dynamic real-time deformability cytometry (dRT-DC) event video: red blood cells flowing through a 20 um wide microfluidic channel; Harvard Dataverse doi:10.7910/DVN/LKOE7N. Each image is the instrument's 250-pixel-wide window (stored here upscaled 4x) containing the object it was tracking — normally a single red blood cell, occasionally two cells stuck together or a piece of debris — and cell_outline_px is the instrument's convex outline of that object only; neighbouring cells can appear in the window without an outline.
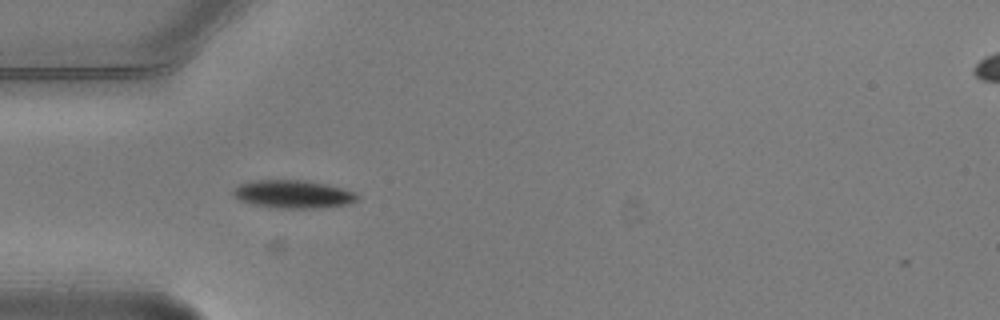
{"species": "common noctule bat (a hibernating species)", "species_latin": "Nyctalus noctula", "temperature_condition": "warm", "stored_images_in_passage": 6, "camera_frame_rate_fps": 3000, "um_per_image_px": 0.085, "animal": {"sex": "male", "body_mass_g": 20.5, "forearm_length_mm": 52.5}, "frame": {"image": 1, "passage_image": 2, "time_ms": 0.333, "image_size_px": [1000, 320], "cell_outline_px": [[360, 200], [348, 204], [312, 208], [280, 208], [256, 204], [240, 200], [232, 196], [232, 188], [240, 184], [252, 180], [308, 180], [328, 184], [356, 192], [360, 196]], "centroid_in_image_um": [24.94, 16.48], "position_along_channel_um": 60.1, "area_um2": 20.4}}
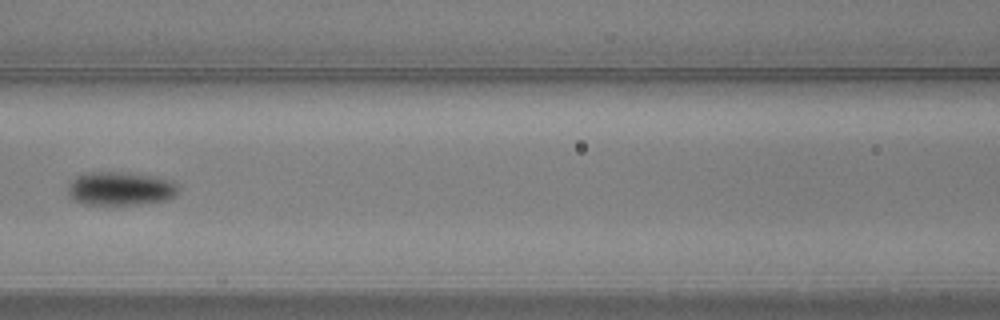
{"frame": {"image": 2, "passage_image": 4, "time_ms": 1.0, "image_size_px": [1000, 320], "cell_outline_px": [[180, 188], [176, 196], [164, 200], [140, 204], [84, 204], [72, 200], [68, 196], [68, 184], [76, 176], [92, 172], [124, 172], [156, 176], [172, 180]], "centroid_in_image_um": [10.24, 16.02], "position_along_channel_um": 156.4, "area_um2": 21.79}}
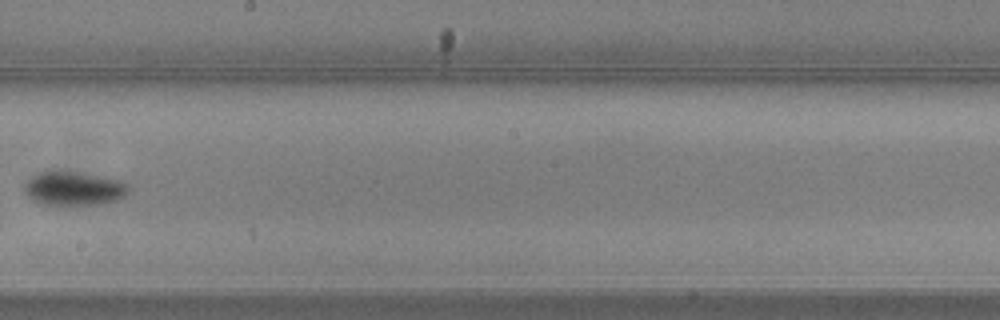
{"frame": {"image": 3, "passage_image": 6, "time_ms": 1.667, "image_size_px": [1000, 320], "cell_outline_px": [[128, 192], [120, 200], [96, 204], [68, 208], [64, 208], [40, 204], [32, 200], [24, 192], [24, 184], [32, 176], [48, 168], [52, 168], [76, 172], [116, 180], [128, 184]], "centroid_in_image_um": [6.18, 16.06], "position_along_channel_um": 242.0, "area_um2": 21.5}}